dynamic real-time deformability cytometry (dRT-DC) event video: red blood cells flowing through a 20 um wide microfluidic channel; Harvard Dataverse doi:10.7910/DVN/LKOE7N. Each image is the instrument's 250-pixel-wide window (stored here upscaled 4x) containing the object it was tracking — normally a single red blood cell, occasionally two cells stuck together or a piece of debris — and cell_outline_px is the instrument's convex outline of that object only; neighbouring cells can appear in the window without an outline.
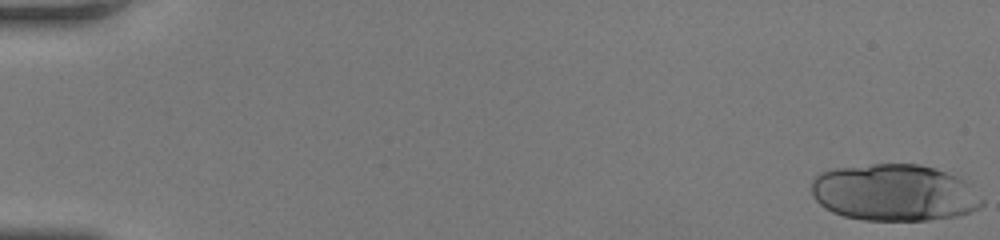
{"species": "human", "species_latin": "Homo sapiens", "temperature_condition": "room temperature", "stored_images_in_passage": 21, "camera_frame_rate_fps": 3000, "um_per_image_px": 0.085, "donor": {"sex": "female"}, "frame": {"image": 1, "passage_image": 1, "time_ms": 0.0, "image_size_px": [1000, 240], "cell_outline_px": [[984, 204], [980, 208], [956, 216], [928, 220], [864, 220], [844, 216], [832, 212], [824, 208], [812, 196], [812, 180], [820, 172], [832, 168], [872, 164], [920, 164], [936, 168], [956, 176], [968, 184], [984, 200]], "centroid_in_image_um": [75.99, 16.37], "position_along_channel_um": 9.0, "area_um2": 56.64}}
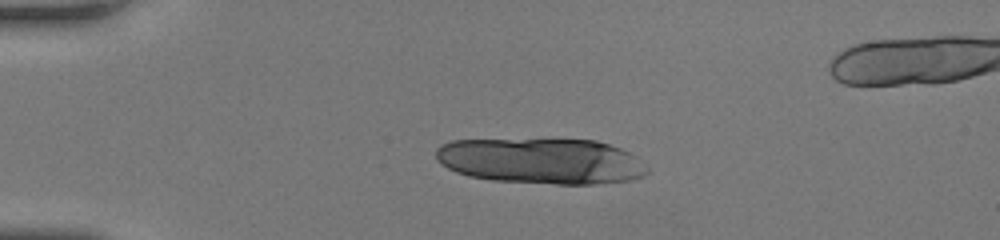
{"frame": {"image": 2, "passage_image": 13, "time_ms": 4.0, "image_size_px": [1000, 240], "cell_outline_px": [[652, 172], [644, 176], [632, 180], [596, 184], [556, 184], [492, 180], [468, 176], [456, 172], [440, 164], [436, 160], [436, 148], [440, 144], [452, 140], [596, 140], [620, 148], [628, 152], [648, 168]], "centroid_in_image_um": [46.0, 13.7], "position_along_channel_um": 39.0, "area_um2": 56.36}}